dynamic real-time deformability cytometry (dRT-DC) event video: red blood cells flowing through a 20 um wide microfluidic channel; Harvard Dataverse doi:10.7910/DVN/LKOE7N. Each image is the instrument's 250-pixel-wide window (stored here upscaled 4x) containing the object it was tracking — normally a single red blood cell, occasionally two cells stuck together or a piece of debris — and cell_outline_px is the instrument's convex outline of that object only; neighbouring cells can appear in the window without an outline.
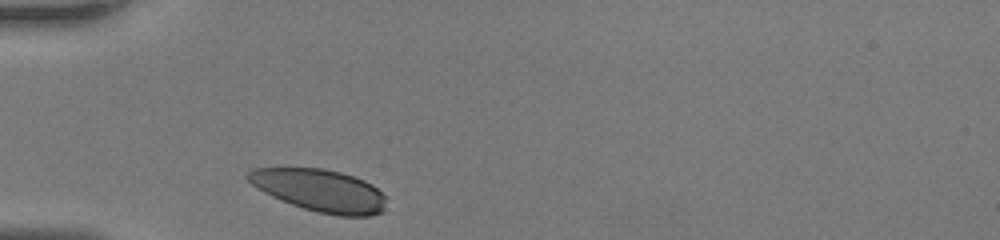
{"species": "human", "species_latin": "Homo sapiens", "temperature_condition": "room temperature", "stored_images_in_passage": 28, "camera_frame_rate_fps": 3000, "um_per_image_px": 0.085, "donor": {"sex": "female"}, "frame": {"image": 1, "passage_image": 1, "time_ms": 0.0, "image_size_px": [1000, 240], "cell_outline_px": [[384, 212], [372, 216], [340, 216], [316, 212], [280, 200], [256, 188], [244, 176], [252, 168], [324, 168], [340, 172], [364, 180], [372, 184], [384, 196]], "centroid_in_image_um": [27.17, 16.19], "position_along_channel_um": 57.8, "area_um2": 34.1}}
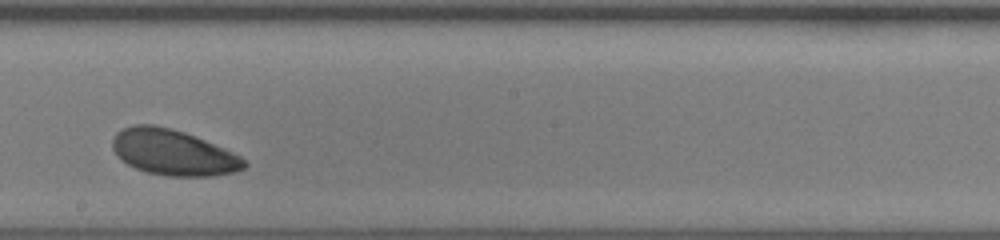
{"frame": {"image": 2, "passage_image": 16, "time_ms": 5.0, "image_size_px": [1000, 240], "cell_outline_px": [[248, 164], [244, 168], [232, 172], [212, 176], [168, 176], [148, 172], [136, 168], [128, 164], [116, 156], [112, 148], [112, 140], [116, 132], [132, 124], [152, 124], [172, 128], [184, 132], [204, 140], [232, 152], [240, 156]], "centroid_in_image_um": [14.67, 12.95], "position_along_channel_um": 233.5, "area_um2": 34.91}}
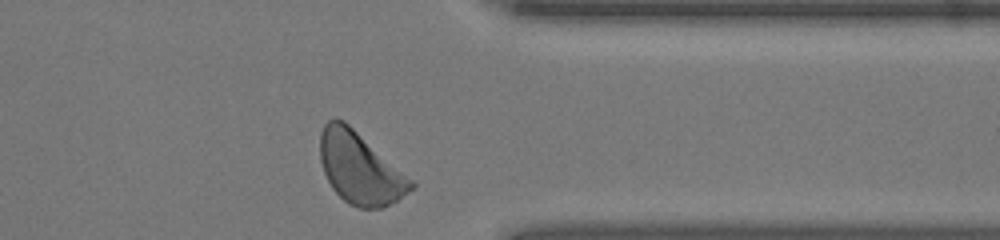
{"frame": {"image": 3, "passage_image": 28, "time_ms": 9.0, "image_size_px": [1000, 240], "cell_outline_px": [[416, 188], [396, 200], [380, 208], [360, 208], [348, 204], [332, 188], [324, 172], [320, 160], [320, 132], [324, 124], [328, 120], [344, 120], [412, 180], [416, 184]], "centroid_in_image_um": [30.58, 14.31], "position_along_channel_um": 380.8, "area_um2": 37.34}, "authors_computed_cell_mechanics": {"area_um2": 35.2291, "velocity_mm_per_s": 3.7678, "shape_relaxation_time_tau1_ms": 3.5006, "shape_relaxation_time_tau2_ms": null, "deformation_change_tau1": 0.097, "deformation_change_tau2": null}}